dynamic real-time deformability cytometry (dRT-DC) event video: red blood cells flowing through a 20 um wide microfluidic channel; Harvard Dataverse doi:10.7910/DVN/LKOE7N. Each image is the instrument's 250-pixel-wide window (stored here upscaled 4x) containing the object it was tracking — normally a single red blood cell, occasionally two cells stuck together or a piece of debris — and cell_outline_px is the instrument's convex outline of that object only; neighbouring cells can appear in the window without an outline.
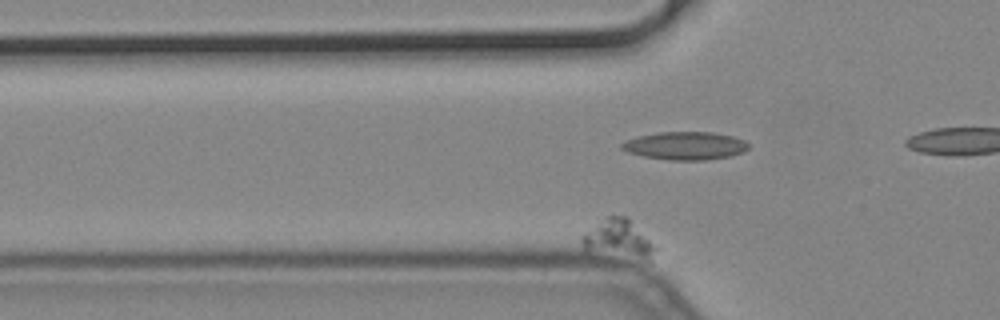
{"species": "common noctule bat (a hibernating species)", "species_latin": "Nyctalus noctula", "temperature_condition": "cold", "stored_images_in_passage": 42, "camera_frame_rate_fps": 3000, "um_per_image_px": 0.085, "animal": {"sex": "male", "body_mass_g": 19.2, "forearm_length_mm": 51.8}, "frame": {"image": 1, "passage_image": 6, "time_ms": 1.667, "image_size_px": [1000, 320], "cell_outline_px": [[660, 248], [652, 264], [644, 264], [584, 252], [580, 240], [580, 236], [604, 216], [628, 216]], "centroid_in_image_um": [52.66, 20.45], "position_along_channel_um": 73.1, "area_um2": 18.73}}
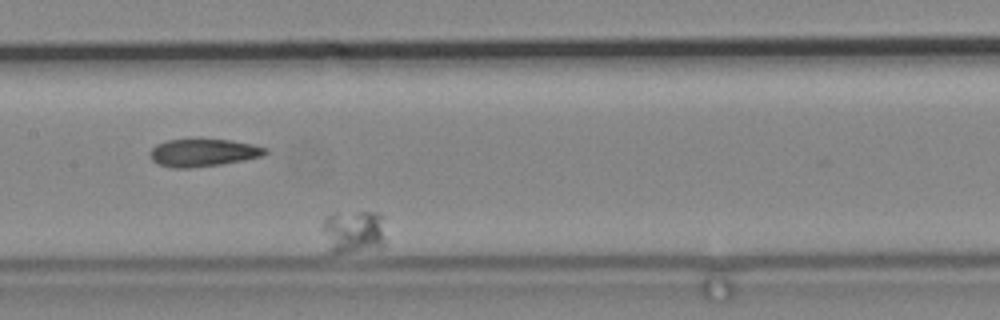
{"frame": {"image": 2, "passage_image": 20, "time_ms": 6.333, "image_size_px": [1000, 320], "cell_outline_px": [[384, 248], [348, 252], [328, 252], [320, 228], [320, 224], [332, 212], [380, 212], [384, 216]], "centroid_in_image_um": [30.04, 19.68], "position_along_channel_um": 177.4, "area_um2": 16.7}}
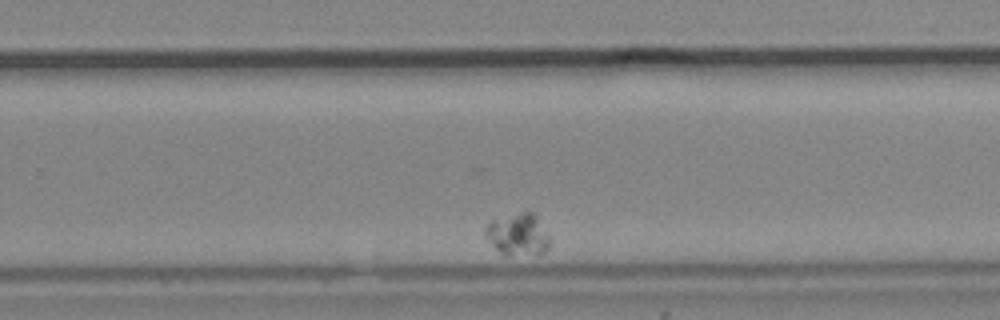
{"frame": {"image": 3, "passage_image": 33, "time_ms": 10.667, "image_size_px": [1000, 320], "cell_outline_px": [[552, 240], [548, 248], [544, 252], [500, 252], [484, 236], [484, 228], [492, 220], [520, 212], [536, 212]], "centroid_in_image_um": [44.06, 19.85], "position_along_channel_um": 285.7, "area_um2": 15.32}}